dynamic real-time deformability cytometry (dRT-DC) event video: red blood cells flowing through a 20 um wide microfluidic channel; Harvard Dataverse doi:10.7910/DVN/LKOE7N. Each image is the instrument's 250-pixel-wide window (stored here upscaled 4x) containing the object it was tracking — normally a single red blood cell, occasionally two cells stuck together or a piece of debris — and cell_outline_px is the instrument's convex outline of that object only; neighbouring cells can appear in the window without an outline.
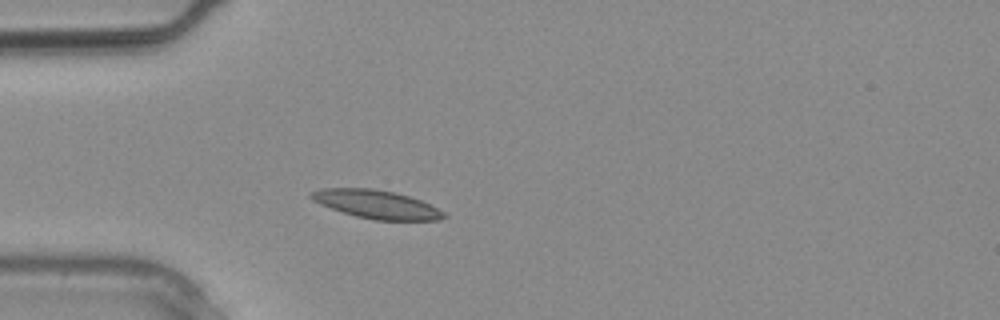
{"species": "common noctule bat (a hibernating species)", "species_latin": "Nyctalus noctula", "temperature_condition": "warm", "stored_images_in_passage": 3, "camera_frame_rate_fps": 3000, "um_per_image_px": 0.085, "animal": {"sex": "male", "body_mass_g": 20.4}, "frame": {"image": 1, "passage_image": 3, "time_ms": 0.667, "image_size_px": [1000, 320], "cell_outline_px": [[448, 216], [440, 220], [376, 220], [356, 216], [320, 204], [312, 200], [308, 196], [308, 192], [320, 188], [372, 188], [396, 192], [420, 200], [444, 212]], "centroid_in_image_um": [31.97, 17.35], "position_along_channel_um": 53.0, "area_um2": 21.91}}